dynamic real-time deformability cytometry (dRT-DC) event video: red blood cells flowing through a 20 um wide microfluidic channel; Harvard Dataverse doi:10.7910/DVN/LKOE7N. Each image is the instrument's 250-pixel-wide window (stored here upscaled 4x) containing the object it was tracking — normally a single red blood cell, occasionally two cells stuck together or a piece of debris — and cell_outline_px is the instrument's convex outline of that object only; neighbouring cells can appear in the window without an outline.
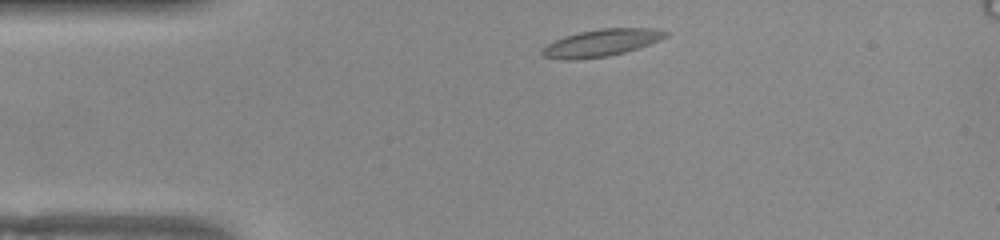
{"species": "common noctule bat (a hibernating species)", "species_latin": "Nyctalus noctula", "temperature_condition": "warm", "stored_images_in_passage": 44, "camera_frame_rate_fps": 3000, "um_per_image_px": 0.085, "animal": {"sex": "female", "body_mass_g": 22.0, "forearm_length_mm": 56.7}, "frame": {"image": 1, "passage_image": 2, "time_ms": 0.333, "image_size_px": [1000, 240], "cell_outline_px": [[668, 36], [660, 40], [624, 52], [608, 56], [576, 60], [564, 60], [544, 56], [540, 52], [548, 44], [564, 36], [580, 32], [600, 28], [660, 28], [668, 32]], "centroid_in_image_um": [51.14, 3.63], "position_along_channel_um": 33.9, "area_um2": 19.42}}
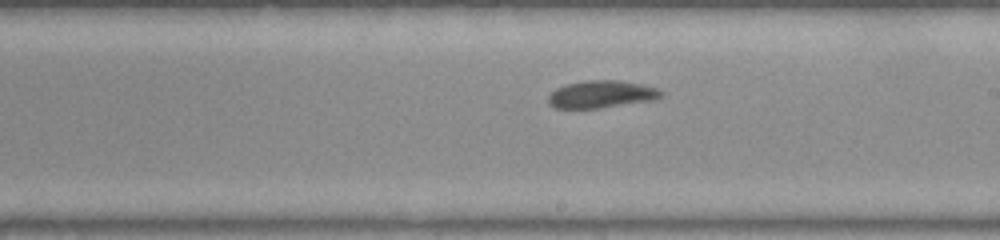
{"frame": {"image": 2, "passage_image": 21, "time_ms": 6.667, "image_size_px": [1000, 240], "cell_outline_px": [[664, 92], [660, 96], [652, 100], [600, 108], [556, 108], [548, 104], [548, 96], [556, 88], [568, 84], [584, 80], [620, 80], [644, 84], [660, 88]], "centroid_in_image_um": [51.14, 8.0], "position_along_channel_um": 237.9, "area_um2": 18.09}}
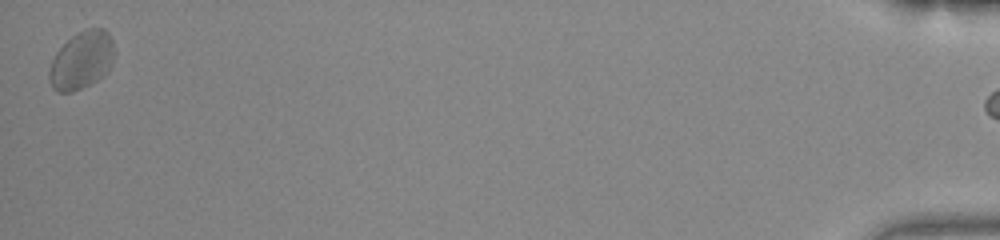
{"frame": {"image": 3, "passage_image": 44, "time_ms": 14.333, "image_size_px": [1000, 240], "cell_outline_px": [[112, 64], [108, 72], [104, 76], [72, 92], [56, 92], [52, 88], [48, 76], [48, 72], [52, 60], [56, 52], [76, 32], [84, 28], [104, 28], [108, 32], [112, 40]], "centroid_in_image_um": [6.92, 5.12], "position_along_channel_um": 428.3, "area_um2": 21.85}, "authors_computed_cell_mechanics": {"area_um2": 18.7561, "velocity_mm_per_s": 3.7946, "shape_relaxation_time_tau1_ms": null, "shape_relaxation_time_tau2_ms": 2.7484, "deformation_change_tau1": null, "deformation_change_tau2": 0.058}}